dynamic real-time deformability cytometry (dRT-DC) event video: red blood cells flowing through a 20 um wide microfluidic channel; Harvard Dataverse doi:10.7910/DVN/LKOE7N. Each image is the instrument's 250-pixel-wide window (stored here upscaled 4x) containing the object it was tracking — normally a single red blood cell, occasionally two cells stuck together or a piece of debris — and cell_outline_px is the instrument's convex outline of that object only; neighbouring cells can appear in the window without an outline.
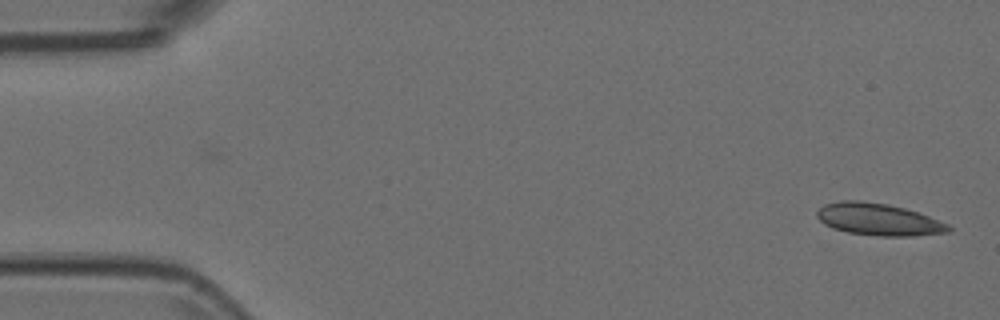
{"species": "Egyptian fruit bat (a non-hibernating species)", "species_latin": "Rousettus aegyptiacus", "temperature_condition": "room temperature", "stored_images_in_passage": 52, "camera_frame_rate_fps": 3000, "um_per_image_px": 0.085, "animal": {"sex": "female"}, "frame": {"image": 1, "passage_image": 1, "time_ms": 0.0, "image_size_px": [1000, 320], "cell_outline_px": [[952, 232], [912, 236], [880, 236], [848, 232], [832, 228], [824, 224], [816, 216], [816, 212], [824, 204], [840, 200], [860, 200], [888, 204], [904, 208], [928, 216], [948, 224], [952, 228]], "centroid_in_image_um": [74.66, 18.65], "position_along_channel_um": 10.3, "area_um2": 24.62}}
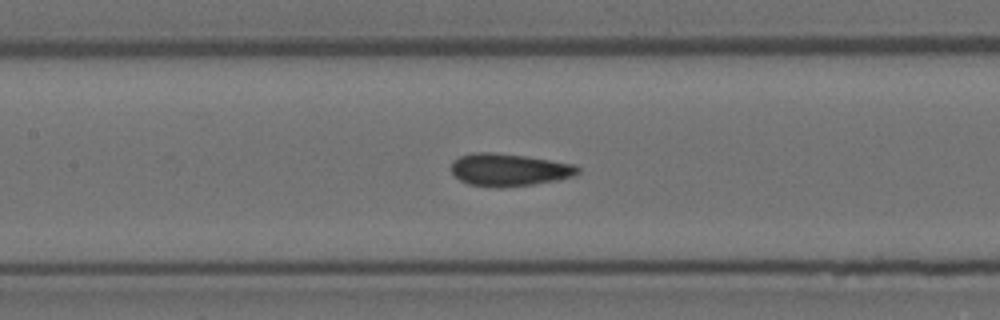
{"frame": {"image": 2, "passage_image": 23, "time_ms": 7.333, "image_size_px": [1000, 320], "cell_outline_px": [[580, 172], [572, 176], [556, 180], [532, 184], [500, 188], [468, 184], [460, 180], [452, 172], [452, 160], [460, 156], [472, 152], [492, 152], [524, 156], [576, 164], [580, 168]], "centroid_in_image_um": [43.26, 14.43], "position_along_channel_um": 164.1, "area_um2": 23.93}}
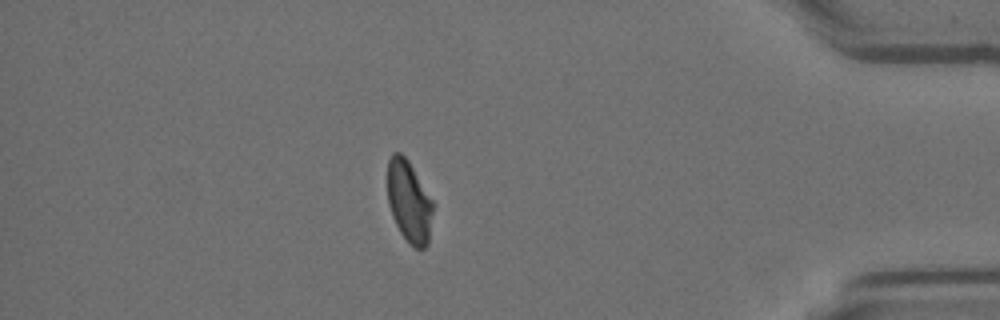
{"frame": {"image": 3, "passage_image": 45, "time_ms": 14.667, "image_size_px": [1000, 320], "cell_outline_px": [[432, 212], [428, 244], [424, 248], [416, 248], [400, 232], [392, 216], [388, 204], [388, 160], [392, 152], [400, 152], [408, 160], [432, 200]], "centroid_in_image_um": [34.75, 17.1], "position_along_channel_um": 400.5, "area_um2": 21.27}}